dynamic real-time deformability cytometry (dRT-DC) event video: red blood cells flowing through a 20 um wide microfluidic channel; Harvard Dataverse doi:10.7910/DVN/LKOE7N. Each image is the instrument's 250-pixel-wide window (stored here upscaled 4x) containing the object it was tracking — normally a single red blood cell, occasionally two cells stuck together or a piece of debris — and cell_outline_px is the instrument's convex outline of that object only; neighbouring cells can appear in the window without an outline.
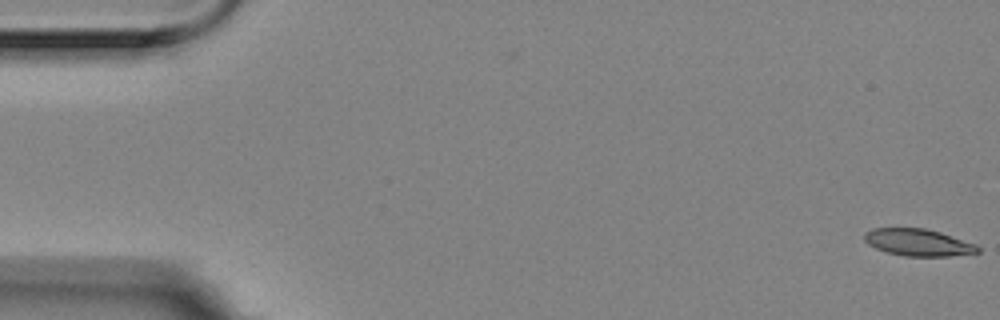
{"species": "Egyptian fruit bat (a non-hibernating species)", "species_latin": "Rousettus aegyptiacus", "temperature_condition": "room temperature", "stored_images_in_passage": 57, "camera_frame_rate_fps": 3000, "um_per_image_px": 0.085, "animal": {"sex": "female"}, "frame": {"image": 1, "passage_image": 1, "time_ms": 0.0, "image_size_px": [1000, 320], "cell_outline_px": [[980, 252], [948, 256], [904, 256], [888, 252], [876, 248], [868, 244], [864, 240], [864, 232], [872, 228], [924, 228], [940, 232], [976, 244], [980, 248]], "centroid_in_image_um": [78.03, 20.6], "position_along_channel_um": 7.0, "area_um2": 17.8}}
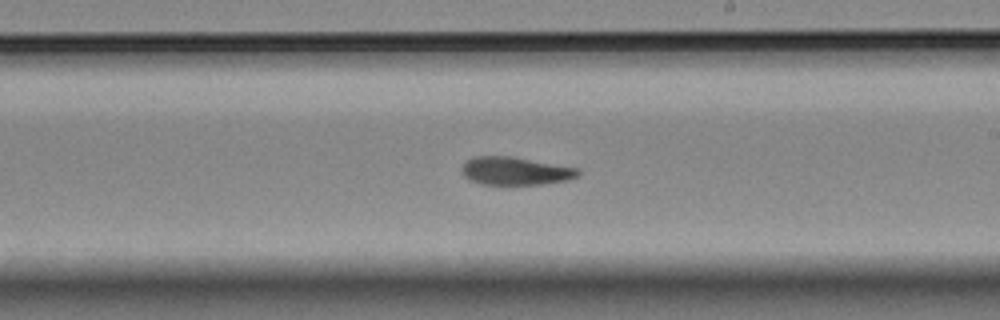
{"frame": {"image": 2, "passage_image": 33, "time_ms": 10.667, "image_size_px": [1000, 320], "cell_outline_px": [[580, 176], [568, 180], [540, 184], [484, 184], [468, 180], [464, 176], [464, 164], [468, 160], [476, 156], [512, 156], [580, 168]], "centroid_in_image_um": [43.88, 14.53], "position_along_channel_um": 245.1, "area_um2": 18.9}}
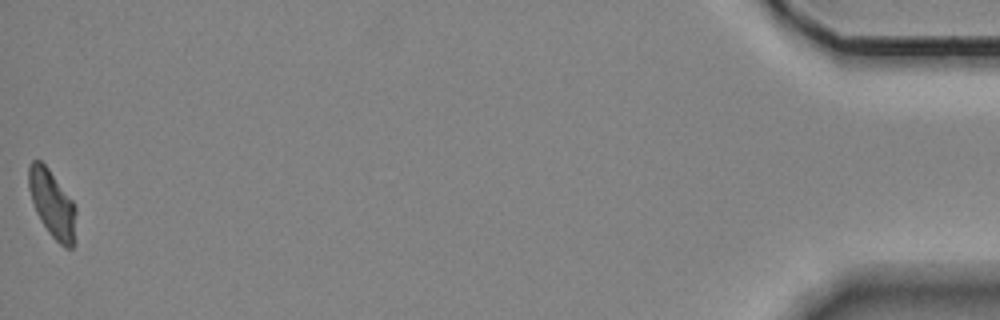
{"frame": {"image": 3, "passage_image": 57, "time_ms": 18.667, "image_size_px": [1000, 320], "cell_outline_px": [[76, 240], [72, 248], [64, 248], [48, 232], [40, 220], [36, 212], [28, 188], [28, 164], [32, 160], [40, 160], [48, 168], [72, 200], [76, 208]], "centroid_in_image_um": [4.45, 17.36], "position_along_channel_um": 430.8, "area_um2": 18.79}, "authors_computed_cell_mechanics": {"area_um2": 19.0162, "velocity_mm_per_s": 3.5159, "shape_relaxation_time_tau1_ms": 9.4205, "shape_relaxation_time_tau2_ms": 3.7675, "deformation_change_tau1": 0.2293, "deformation_change_tau2": 0.0937}}